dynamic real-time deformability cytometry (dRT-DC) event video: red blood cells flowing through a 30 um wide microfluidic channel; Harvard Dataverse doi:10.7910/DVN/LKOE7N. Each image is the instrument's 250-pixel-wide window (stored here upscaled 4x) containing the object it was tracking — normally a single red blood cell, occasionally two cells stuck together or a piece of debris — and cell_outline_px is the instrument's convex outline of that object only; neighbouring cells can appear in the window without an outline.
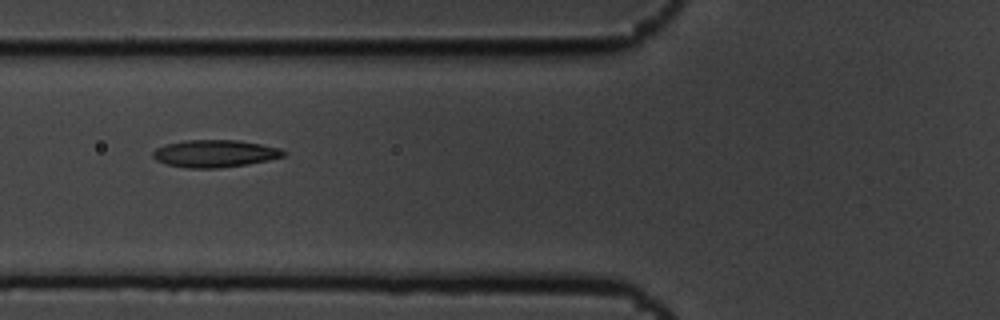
{"species": "common noctule bat (a hibernating species)", "species_latin": "Nyctalus noctula", "temperature_condition": "cold", "stored_images_in_passage": 14, "camera_frame_rate_fps": 3000, "um_per_image_px": 0.085, "animal": {"sex": "male", "body_mass_g": 19.5, "forearm_length_mm": 54.6}, "frame": {"image": 1, "passage_image": 5, "time_ms": 1.333, "image_size_px": [1000, 320], "cell_outline_px": [[288, 152], [284, 156], [268, 160], [248, 164], [220, 168], [188, 168], [164, 164], [156, 160], [152, 156], [152, 152], [156, 148], [164, 144], [184, 140], [236, 140], [260, 144], [280, 148]], "centroid_in_image_um": [18.23, 13.05], "position_along_channel_um": 107.6, "area_um2": 20.98}}
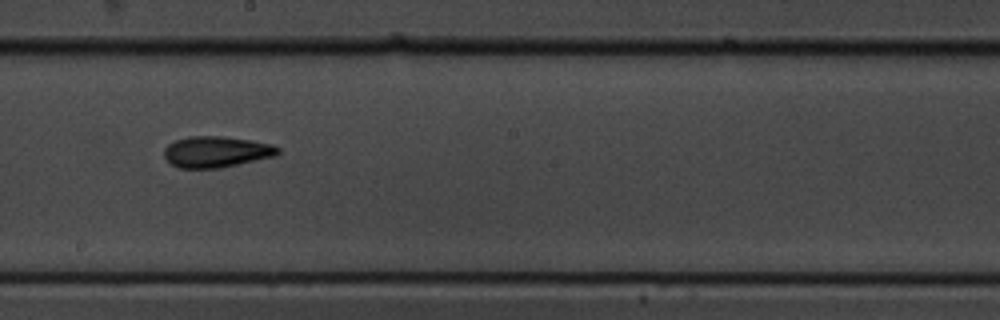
{"frame": {"image": 2, "passage_image": 8, "time_ms": 2.333, "image_size_px": [1000, 320], "cell_outline_px": [[280, 152], [276, 156], [220, 168], [176, 168], [164, 156], [164, 148], [168, 144], [176, 140], [188, 136], [220, 136], [252, 140], [272, 144], [280, 148]], "centroid_in_image_um": [18.4, 12.9], "position_along_channel_um": 229.8, "area_um2": 20.75}}
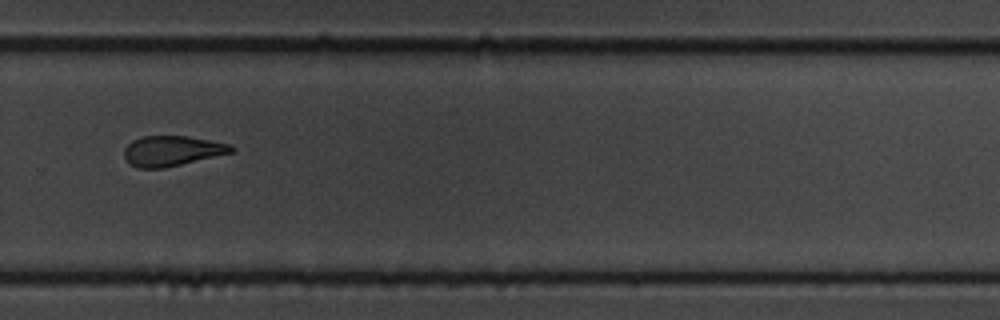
{"frame": {"image": 3, "passage_image": 10, "time_ms": 3.0, "image_size_px": [1000, 320], "cell_outline_px": [[236, 148], [232, 152], [164, 168], [136, 168], [128, 164], [124, 156], [124, 148], [132, 140], [144, 136], [188, 136], [228, 144]], "centroid_in_image_um": [14.56, 12.83], "position_along_channel_um": 315.2, "area_um2": 18.73}}